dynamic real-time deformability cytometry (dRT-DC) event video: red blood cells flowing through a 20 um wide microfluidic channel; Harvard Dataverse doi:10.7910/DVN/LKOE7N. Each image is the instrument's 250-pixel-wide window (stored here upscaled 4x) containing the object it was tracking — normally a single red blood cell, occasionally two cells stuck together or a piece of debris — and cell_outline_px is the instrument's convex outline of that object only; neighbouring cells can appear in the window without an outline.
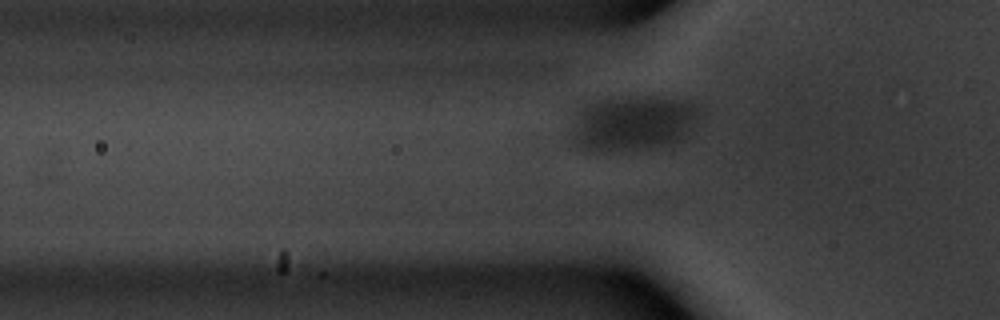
{"species": "common noctule bat (a hibernating species)", "species_latin": "Nyctalus noctula", "temperature_condition": "warm", "stored_images_in_passage": 19, "camera_frame_rate_fps": 3000, "um_per_image_px": 0.085, "animal": {"sex": "male", "body_mass_g": 20.1, "forearm_length_mm": 53.5}, "frame": {"image": 1, "passage_image": 10, "time_ms": 3.0, "image_size_px": [1000, 320], "cell_outline_px": [[700, 112], [688, 128], [672, 140], [636, 144], [588, 144], [580, 140], [580, 112], [588, 104], [604, 100], [672, 100], [688, 104], [700, 108]], "centroid_in_image_um": [53.97, 10.31], "position_along_channel_um": 71.8, "area_um2": 32.83}}